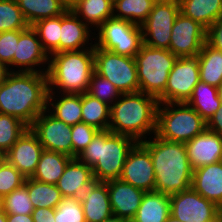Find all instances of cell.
Returning a JSON list of instances; mask_svg holds the SVG:
<instances>
[{
    "mask_svg": "<svg viewBox=\"0 0 222 222\" xmlns=\"http://www.w3.org/2000/svg\"><path fill=\"white\" fill-rule=\"evenodd\" d=\"M170 215L183 222H213L222 209L192 187L169 196Z\"/></svg>",
    "mask_w": 222,
    "mask_h": 222,
    "instance_id": "cell-12",
    "label": "cell"
},
{
    "mask_svg": "<svg viewBox=\"0 0 222 222\" xmlns=\"http://www.w3.org/2000/svg\"><path fill=\"white\" fill-rule=\"evenodd\" d=\"M82 122L99 131L109 130L110 106L92 97L87 92L82 94Z\"/></svg>",
    "mask_w": 222,
    "mask_h": 222,
    "instance_id": "cell-34",
    "label": "cell"
},
{
    "mask_svg": "<svg viewBox=\"0 0 222 222\" xmlns=\"http://www.w3.org/2000/svg\"><path fill=\"white\" fill-rule=\"evenodd\" d=\"M55 222H86L82 204L73 197H65L54 209Z\"/></svg>",
    "mask_w": 222,
    "mask_h": 222,
    "instance_id": "cell-40",
    "label": "cell"
},
{
    "mask_svg": "<svg viewBox=\"0 0 222 222\" xmlns=\"http://www.w3.org/2000/svg\"><path fill=\"white\" fill-rule=\"evenodd\" d=\"M69 8L93 31L113 17V0H77Z\"/></svg>",
    "mask_w": 222,
    "mask_h": 222,
    "instance_id": "cell-24",
    "label": "cell"
},
{
    "mask_svg": "<svg viewBox=\"0 0 222 222\" xmlns=\"http://www.w3.org/2000/svg\"><path fill=\"white\" fill-rule=\"evenodd\" d=\"M81 204L86 222H102L113 215L105 182H101Z\"/></svg>",
    "mask_w": 222,
    "mask_h": 222,
    "instance_id": "cell-31",
    "label": "cell"
},
{
    "mask_svg": "<svg viewBox=\"0 0 222 222\" xmlns=\"http://www.w3.org/2000/svg\"><path fill=\"white\" fill-rule=\"evenodd\" d=\"M141 143L152 158L156 192L171 196L191 187L193 169L185 143L164 140L155 134Z\"/></svg>",
    "mask_w": 222,
    "mask_h": 222,
    "instance_id": "cell-2",
    "label": "cell"
},
{
    "mask_svg": "<svg viewBox=\"0 0 222 222\" xmlns=\"http://www.w3.org/2000/svg\"><path fill=\"white\" fill-rule=\"evenodd\" d=\"M120 179L145 192L155 191V172L149 150L137 142L130 150Z\"/></svg>",
    "mask_w": 222,
    "mask_h": 222,
    "instance_id": "cell-17",
    "label": "cell"
},
{
    "mask_svg": "<svg viewBox=\"0 0 222 222\" xmlns=\"http://www.w3.org/2000/svg\"><path fill=\"white\" fill-rule=\"evenodd\" d=\"M9 73L8 68L0 62V83L5 80V77Z\"/></svg>",
    "mask_w": 222,
    "mask_h": 222,
    "instance_id": "cell-48",
    "label": "cell"
},
{
    "mask_svg": "<svg viewBox=\"0 0 222 222\" xmlns=\"http://www.w3.org/2000/svg\"><path fill=\"white\" fill-rule=\"evenodd\" d=\"M213 222H222V214L217 219H215Z\"/></svg>",
    "mask_w": 222,
    "mask_h": 222,
    "instance_id": "cell-56",
    "label": "cell"
},
{
    "mask_svg": "<svg viewBox=\"0 0 222 222\" xmlns=\"http://www.w3.org/2000/svg\"><path fill=\"white\" fill-rule=\"evenodd\" d=\"M71 159V157L62 153L43 150L31 178L42 183L56 185Z\"/></svg>",
    "mask_w": 222,
    "mask_h": 222,
    "instance_id": "cell-28",
    "label": "cell"
},
{
    "mask_svg": "<svg viewBox=\"0 0 222 222\" xmlns=\"http://www.w3.org/2000/svg\"><path fill=\"white\" fill-rule=\"evenodd\" d=\"M218 91H219V96L222 100V84L220 85V87L218 88Z\"/></svg>",
    "mask_w": 222,
    "mask_h": 222,
    "instance_id": "cell-55",
    "label": "cell"
},
{
    "mask_svg": "<svg viewBox=\"0 0 222 222\" xmlns=\"http://www.w3.org/2000/svg\"><path fill=\"white\" fill-rule=\"evenodd\" d=\"M206 32L204 26L180 12L171 30L169 50L177 58L197 56L206 42Z\"/></svg>",
    "mask_w": 222,
    "mask_h": 222,
    "instance_id": "cell-15",
    "label": "cell"
},
{
    "mask_svg": "<svg viewBox=\"0 0 222 222\" xmlns=\"http://www.w3.org/2000/svg\"><path fill=\"white\" fill-rule=\"evenodd\" d=\"M207 128V122L186 102L159 103L156 133L168 141L186 143Z\"/></svg>",
    "mask_w": 222,
    "mask_h": 222,
    "instance_id": "cell-6",
    "label": "cell"
},
{
    "mask_svg": "<svg viewBox=\"0 0 222 222\" xmlns=\"http://www.w3.org/2000/svg\"><path fill=\"white\" fill-rule=\"evenodd\" d=\"M94 72V48L49 56L48 92L83 94Z\"/></svg>",
    "mask_w": 222,
    "mask_h": 222,
    "instance_id": "cell-5",
    "label": "cell"
},
{
    "mask_svg": "<svg viewBox=\"0 0 222 222\" xmlns=\"http://www.w3.org/2000/svg\"><path fill=\"white\" fill-rule=\"evenodd\" d=\"M199 81L198 57H179L169 72L165 91L157 98L158 103L187 102Z\"/></svg>",
    "mask_w": 222,
    "mask_h": 222,
    "instance_id": "cell-11",
    "label": "cell"
},
{
    "mask_svg": "<svg viewBox=\"0 0 222 222\" xmlns=\"http://www.w3.org/2000/svg\"><path fill=\"white\" fill-rule=\"evenodd\" d=\"M3 208L6 214H32L34 206L31 203L27 187L23 184L3 197Z\"/></svg>",
    "mask_w": 222,
    "mask_h": 222,
    "instance_id": "cell-39",
    "label": "cell"
},
{
    "mask_svg": "<svg viewBox=\"0 0 222 222\" xmlns=\"http://www.w3.org/2000/svg\"><path fill=\"white\" fill-rule=\"evenodd\" d=\"M179 13V0H157L141 25L143 43L152 48L169 50L171 30Z\"/></svg>",
    "mask_w": 222,
    "mask_h": 222,
    "instance_id": "cell-10",
    "label": "cell"
},
{
    "mask_svg": "<svg viewBox=\"0 0 222 222\" xmlns=\"http://www.w3.org/2000/svg\"><path fill=\"white\" fill-rule=\"evenodd\" d=\"M7 222H33V218L31 214H7Z\"/></svg>",
    "mask_w": 222,
    "mask_h": 222,
    "instance_id": "cell-47",
    "label": "cell"
},
{
    "mask_svg": "<svg viewBox=\"0 0 222 222\" xmlns=\"http://www.w3.org/2000/svg\"><path fill=\"white\" fill-rule=\"evenodd\" d=\"M47 73L9 72L0 83V113L32 125L47 109Z\"/></svg>",
    "mask_w": 222,
    "mask_h": 222,
    "instance_id": "cell-1",
    "label": "cell"
},
{
    "mask_svg": "<svg viewBox=\"0 0 222 222\" xmlns=\"http://www.w3.org/2000/svg\"><path fill=\"white\" fill-rule=\"evenodd\" d=\"M158 105L156 97L143 92L121 94L110 107L109 130L137 142L148 139L156 133Z\"/></svg>",
    "mask_w": 222,
    "mask_h": 222,
    "instance_id": "cell-3",
    "label": "cell"
},
{
    "mask_svg": "<svg viewBox=\"0 0 222 222\" xmlns=\"http://www.w3.org/2000/svg\"><path fill=\"white\" fill-rule=\"evenodd\" d=\"M165 222H183V221H179L178 219L170 215Z\"/></svg>",
    "mask_w": 222,
    "mask_h": 222,
    "instance_id": "cell-51",
    "label": "cell"
},
{
    "mask_svg": "<svg viewBox=\"0 0 222 222\" xmlns=\"http://www.w3.org/2000/svg\"><path fill=\"white\" fill-rule=\"evenodd\" d=\"M98 132V129L83 122L71 126L73 158H76L91 143Z\"/></svg>",
    "mask_w": 222,
    "mask_h": 222,
    "instance_id": "cell-42",
    "label": "cell"
},
{
    "mask_svg": "<svg viewBox=\"0 0 222 222\" xmlns=\"http://www.w3.org/2000/svg\"><path fill=\"white\" fill-rule=\"evenodd\" d=\"M186 103L208 122L221 106L222 100L217 87L199 81Z\"/></svg>",
    "mask_w": 222,
    "mask_h": 222,
    "instance_id": "cell-29",
    "label": "cell"
},
{
    "mask_svg": "<svg viewBox=\"0 0 222 222\" xmlns=\"http://www.w3.org/2000/svg\"><path fill=\"white\" fill-rule=\"evenodd\" d=\"M207 129L222 136V103L207 122Z\"/></svg>",
    "mask_w": 222,
    "mask_h": 222,
    "instance_id": "cell-46",
    "label": "cell"
},
{
    "mask_svg": "<svg viewBox=\"0 0 222 222\" xmlns=\"http://www.w3.org/2000/svg\"><path fill=\"white\" fill-rule=\"evenodd\" d=\"M92 31L69 8L61 15L60 52L94 48V32Z\"/></svg>",
    "mask_w": 222,
    "mask_h": 222,
    "instance_id": "cell-21",
    "label": "cell"
},
{
    "mask_svg": "<svg viewBox=\"0 0 222 222\" xmlns=\"http://www.w3.org/2000/svg\"><path fill=\"white\" fill-rule=\"evenodd\" d=\"M28 27L16 0H0V32L25 30Z\"/></svg>",
    "mask_w": 222,
    "mask_h": 222,
    "instance_id": "cell-37",
    "label": "cell"
},
{
    "mask_svg": "<svg viewBox=\"0 0 222 222\" xmlns=\"http://www.w3.org/2000/svg\"><path fill=\"white\" fill-rule=\"evenodd\" d=\"M134 59L139 92L158 98L165 91L169 72L178 58L168 49L152 48L143 43Z\"/></svg>",
    "mask_w": 222,
    "mask_h": 222,
    "instance_id": "cell-7",
    "label": "cell"
},
{
    "mask_svg": "<svg viewBox=\"0 0 222 222\" xmlns=\"http://www.w3.org/2000/svg\"><path fill=\"white\" fill-rule=\"evenodd\" d=\"M49 56L43 50L36 31L29 26L19 30V41L13 57L12 72L47 73Z\"/></svg>",
    "mask_w": 222,
    "mask_h": 222,
    "instance_id": "cell-14",
    "label": "cell"
},
{
    "mask_svg": "<svg viewBox=\"0 0 222 222\" xmlns=\"http://www.w3.org/2000/svg\"><path fill=\"white\" fill-rule=\"evenodd\" d=\"M136 143L126 135L99 131L76 158L92 167L93 176L101 182L120 179L127 156Z\"/></svg>",
    "mask_w": 222,
    "mask_h": 222,
    "instance_id": "cell-4",
    "label": "cell"
},
{
    "mask_svg": "<svg viewBox=\"0 0 222 222\" xmlns=\"http://www.w3.org/2000/svg\"><path fill=\"white\" fill-rule=\"evenodd\" d=\"M94 71L110 81L121 94L139 92L137 67L133 57L94 47Z\"/></svg>",
    "mask_w": 222,
    "mask_h": 222,
    "instance_id": "cell-9",
    "label": "cell"
},
{
    "mask_svg": "<svg viewBox=\"0 0 222 222\" xmlns=\"http://www.w3.org/2000/svg\"><path fill=\"white\" fill-rule=\"evenodd\" d=\"M197 57L200 81L219 88L222 84V51L205 42Z\"/></svg>",
    "mask_w": 222,
    "mask_h": 222,
    "instance_id": "cell-30",
    "label": "cell"
},
{
    "mask_svg": "<svg viewBox=\"0 0 222 222\" xmlns=\"http://www.w3.org/2000/svg\"><path fill=\"white\" fill-rule=\"evenodd\" d=\"M100 183L101 181L93 176L92 167L77 158H72L56 186L63 198L73 197L79 203H83Z\"/></svg>",
    "mask_w": 222,
    "mask_h": 222,
    "instance_id": "cell-16",
    "label": "cell"
},
{
    "mask_svg": "<svg viewBox=\"0 0 222 222\" xmlns=\"http://www.w3.org/2000/svg\"><path fill=\"white\" fill-rule=\"evenodd\" d=\"M33 222H55L54 209L37 208L32 212Z\"/></svg>",
    "mask_w": 222,
    "mask_h": 222,
    "instance_id": "cell-45",
    "label": "cell"
},
{
    "mask_svg": "<svg viewBox=\"0 0 222 222\" xmlns=\"http://www.w3.org/2000/svg\"><path fill=\"white\" fill-rule=\"evenodd\" d=\"M25 177L6 159L0 164V197L20 188L25 181Z\"/></svg>",
    "mask_w": 222,
    "mask_h": 222,
    "instance_id": "cell-41",
    "label": "cell"
},
{
    "mask_svg": "<svg viewBox=\"0 0 222 222\" xmlns=\"http://www.w3.org/2000/svg\"><path fill=\"white\" fill-rule=\"evenodd\" d=\"M102 222H129V221L122 219L120 217H117L115 215H112L108 217L107 219L103 220Z\"/></svg>",
    "mask_w": 222,
    "mask_h": 222,
    "instance_id": "cell-49",
    "label": "cell"
},
{
    "mask_svg": "<svg viewBox=\"0 0 222 222\" xmlns=\"http://www.w3.org/2000/svg\"><path fill=\"white\" fill-rule=\"evenodd\" d=\"M5 159V154L0 152V164L2 163V161Z\"/></svg>",
    "mask_w": 222,
    "mask_h": 222,
    "instance_id": "cell-54",
    "label": "cell"
},
{
    "mask_svg": "<svg viewBox=\"0 0 222 222\" xmlns=\"http://www.w3.org/2000/svg\"><path fill=\"white\" fill-rule=\"evenodd\" d=\"M191 187L222 209V161L194 169Z\"/></svg>",
    "mask_w": 222,
    "mask_h": 222,
    "instance_id": "cell-22",
    "label": "cell"
},
{
    "mask_svg": "<svg viewBox=\"0 0 222 222\" xmlns=\"http://www.w3.org/2000/svg\"><path fill=\"white\" fill-rule=\"evenodd\" d=\"M0 222H7V214L4 211L0 213Z\"/></svg>",
    "mask_w": 222,
    "mask_h": 222,
    "instance_id": "cell-50",
    "label": "cell"
},
{
    "mask_svg": "<svg viewBox=\"0 0 222 222\" xmlns=\"http://www.w3.org/2000/svg\"><path fill=\"white\" fill-rule=\"evenodd\" d=\"M30 129L36 134L44 150L73 158L71 126L54 117L47 109L38 115Z\"/></svg>",
    "mask_w": 222,
    "mask_h": 222,
    "instance_id": "cell-13",
    "label": "cell"
},
{
    "mask_svg": "<svg viewBox=\"0 0 222 222\" xmlns=\"http://www.w3.org/2000/svg\"><path fill=\"white\" fill-rule=\"evenodd\" d=\"M24 185L27 187L34 209H55L62 202L61 192L54 184L42 183L33 178H26Z\"/></svg>",
    "mask_w": 222,
    "mask_h": 222,
    "instance_id": "cell-32",
    "label": "cell"
},
{
    "mask_svg": "<svg viewBox=\"0 0 222 222\" xmlns=\"http://www.w3.org/2000/svg\"><path fill=\"white\" fill-rule=\"evenodd\" d=\"M206 42L213 48L222 51V16L207 28Z\"/></svg>",
    "mask_w": 222,
    "mask_h": 222,
    "instance_id": "cell-44",
    "label": "cell"
},
{
    "mask_svg": "<svg viewBox=\"0 0 222 222\" xmlns=\"http://www.w3.org/2000/svg\"><path fill=\"white\" fill-rule=\"evenodd\" d=\"M170 216L169 196L156 191L145 192L133 222H165Z\"/></svg>",
    "mask_w": 222,
    "mask_h": 222,
    "instance_id": "cell-25",
    "label": "cell"
},
{
    "mask_svg": "<svg viewBox=\"0 0 222 222\" xmlns=\"http://www.w3.org/2000/svg\"><path fill=\"white\" fill-rule=\"evenodd\" d=\"M47 110L69 126L82 122V94L48 92Z\"/></svg>",
    "mask_w": 222,
    "mask_h": 222,
    "instance_id": "cell-23",
    "label": "cell"
},
{
    "mask_svg": "<svg viewBox=\"0 0 222 222\" xmlns=\"http://www.w3.org/2000/svg\"><path fill=\"white\" fill-rule=\"evenodd\" d=\"M157 0H113V17L141 26Z\"/></svg>",
    "mask_w": 222,
    "mask_h": 222,
    "instance_id": "cell-33",
    "label": "cell"
},
{
    "mask_svg": "<svg viewBox=\"0 0 222 222\" xmlns=\"http://www.w3.org/2000/svg\"><path fill=\"white\" fill-rule=\"evenodd\" d=\"M43 150L38 137L29 127L5 153V159L25 178H31Z\"/></svg>",
    "mask_w": 222,
    "mask_h": 222,
    "instance_id": "cell-18",
    "label": "cell"
},
{
    "mask_svg": "<svg viewBox=\"0 0 222 222\" xmlns=\"http://www.w3.org/2000/svg\"><path fill=\"white\" fill-rule=\"evenodd\" d=\"M180 12L206 29L222 16V0H179Z\"/></svg>",
    "mask_w": 222,
    "mask_h": 222,
    "instance_id": "cell-26",
    "label": "cell"
},
{
    "mask_svg": "<svg viewBox=\"0 0 222 222\" xmlns=\"http://www.w3.org/2000/svg\"><path fill=\"white\" fill-rule=\"evenodd\" d=\"M19 41V30L1 32L0 34V62L9 72H12L13 57Z\"/></svg>",
    "mask_w": 222,
    "mask_h": 222,
    "instance_id": "cell-43",
    "label": "cell"
},
{
    "mask_svg": "<svg viewBox=\"0 0 222 222\" xmlns=\"http://www.w3.org/2000/svg\"><path fill=\"white\" fill-rule=\"evenodd\" d=\"M113 215L132 221L136 216L145 191L138 189L121 179L105 182Z\"/></svg>",
    "mask_w": 222,
    "mask_h": 222,
    "instance_id": "cell-19",
    "label": "cell"
},
{
    "mask_svg": "<svg viewBox=\"0 0 222 222\" xmlns=\"http://www.w3.org/2000/svg\"><path fill=\"white\" fill-rule=\"evenodd\" d=\"M142 44L141 26L128 20L112 17L94 31V47L113 51L122 56L134 58Z\"/></svg>",
    "mask_w": 222,
    "mask_h": 222,
    "instance_id": "cell-8",
    "label": "cell"
},
{
    "mask_svg": "<svg viewBox=\"0 0 222 222\" xmlns=\"http://www.w3.org/2000/svg\"><path fill=\"white\" fill-rule=\"evenodd\" d=\"M4 211L3 208V197H0V213H2Z\"/></svg>",
    "mask_w": 222,
    "mask_h": 222,
    "instance_id": "cell-53",
    "label": "cell"
},
{
    "mask_svg": "<svg viewBox=\"0 0 222 222\" xmlns=\"http://www.w3.org/2000/svg\"><path fill=\"white\" fill-rule=\"evenodd\" d=\"M87 93L110 107L121 96L120 91L110 81L100 76L95 71L91 76Z\"/></svg>",
    "mask_w": 222,
    "mask_h": 222,
    "instance_id": "cell-38",
    "label": "cell"
},
{
    "mask_svg": "<svg viewBox=\"0 0 222 222\" xmlns=\"http://www.w3.org/2000/svg\"><path fill=\"white\" fill-rule=\"evenodd\" d=\"M28 128L18 118L0 113V152L5 154Z\"/></svg>",
    "mask_w": 222,
    "mask_h": 222,
    "instance_id": "cell-36",
    "label": "cell"
},
{
    "mask_svg": "<svg viewBox=\"0 0 222 222\" xmlns=\"http://www.w3.org/2000/svg\"><path fill=\"white\" fill-rule=\"evenodd\" d=\"M192 169L222 161V136L207 128L185 143Z\"/></svg>",
    "mask_w": 222,
    "mask_h": 222,
    "instance_id": "cell-20",
    "label": "cell"
},
{
    "mask_svg": "<svg viewBox=\"0 0 222 222\" xmlns=\"http://www.w3.org/2000/svg\"><path fill=\"white\" fill-rule=\"evenodd\" d=\"M31 26L36 31L42 48L48 56L60 53L61 15L38 20Z\"/></svg>",
    "mask_w": 222,
    "mask_h": 222,
    "instance_id": "cell-35",
    "label": "cell"
},
{
    "mask_svg": "<svg viewBox=\"0 0 222 222\" xmlns=\"http://www.w3.org/2000/svg\"><path fill=\"white\" fill-rule=\"evenodd\" d=\"M65 4H67L69 7L75 3L77 0H62Z\"/></svg>",
    "mask_w": 222,
    "mask_h": 222,
    "instance_id": "cell-52",
    "label": "cell"
},
{
    "mask_svg": "<svg viewBox=\"0 0 222 222\" xmlns=\"http://www.w3.org/2000/svg\"><path fill=\"white\" fill-rule=\"evenodd\" d=\"M29 26L45 18L64 14L69 6L62 0H16Z\"/></svg>",
    "mask_w": 222,
    "mask_h": 222,
    "instance_id": "cell-27",
    "label": "cell"
}]
</instances>
